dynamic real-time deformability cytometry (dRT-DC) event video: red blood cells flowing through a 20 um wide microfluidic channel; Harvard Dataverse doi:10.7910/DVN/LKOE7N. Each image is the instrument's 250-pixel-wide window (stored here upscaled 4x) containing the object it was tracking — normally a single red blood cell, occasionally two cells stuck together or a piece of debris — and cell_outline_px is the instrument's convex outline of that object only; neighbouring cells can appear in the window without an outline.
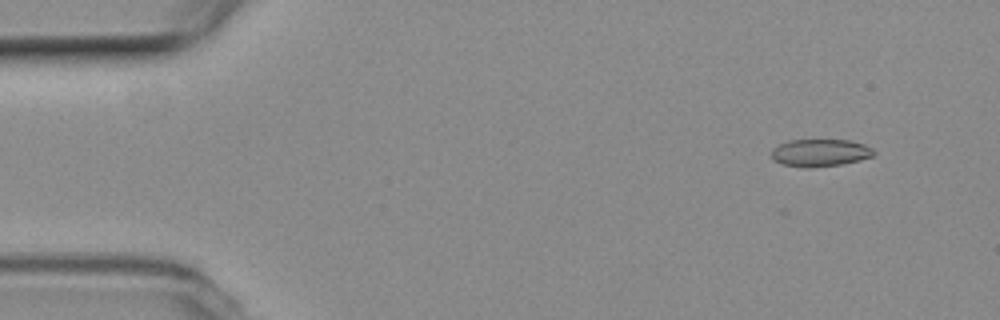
{"species": "common noctule bat (a hibernating species)", "species_latin": "Nyctalus noctula", "temperature_condition": "room temperature", "stored_images_in_passage": 54, "camera_frame_rate_fps": 3000, "um_per_image_px": 0.085, "animal": {"sex": "female", "body_mass_g": 19.3, "forearm_length_mm": 54.1}, "frame": {"image": 1, "passage_image": 5, "time_ms": 1.333, "image_size_px": [1000, 320], "cell_outline_px": [[876, 152], [872, 156], [860, 160], [840, 164], [808, 168], [804, 168], [784, 164], [772, 160], [772, 148], [788, 140], [848, 140], [864, 144], [872, 148]], "centroid_in_image_um": [69.7, 12.98], "position_along_channel_um": 15.3, "area_um2": 16.3}}
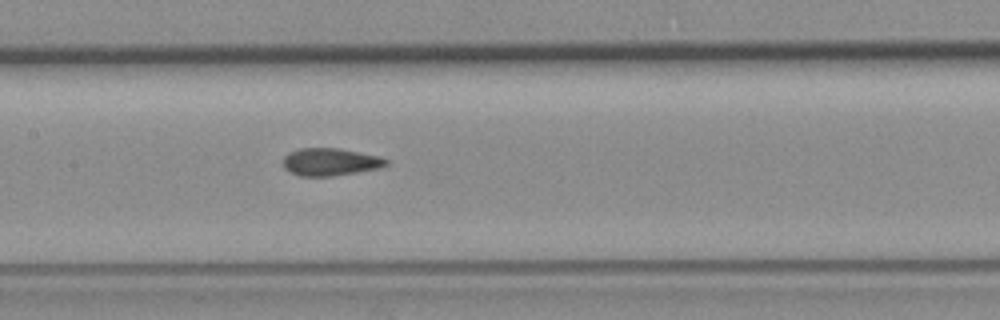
{"frame": {"image": 2, "passage_image": 26, "time_ms": 8.333, "image_size_px": [1000, 320], "cell_outline_px": [[388, 164], [380, 168], [332, 176], [300, 176], [284, 168], [284, 156], [288, 152], [300, 148], [336, 148], [376, 156], [388, 160]], "centroid_in_image_um": [28.04, 13.76], "position_along_channel_um": 179.4, "area_um2": 16.24}}
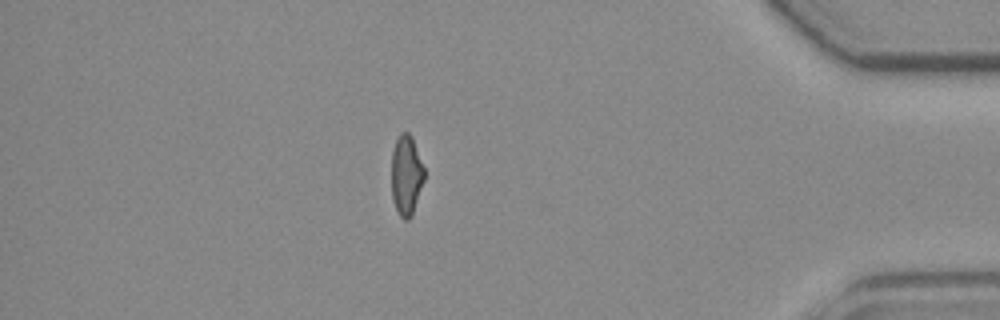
{"frame": {"image": 3, "passage_image": 47, "time_ms": 15.333, "image_size_px": [1000, 320], "cell_outline_px": [[424, 180], [412, 216], [408, 220], [404, 220], [400, 216], [396, 208], [392, 196], [392, 152], [396, 140], [400, 132], [408, 132], [412, 136], [424, 168]], "centroid_in_image_um": [34.54, 14.89], "position_along_channel_um": 400.7, "area_um2": 15.26}, "authors_computed_cell_mechanics": {"area_um2": 16.4441, "velocity_mm_per_s": 3.8028, "shape_relaxation_time_tau1_ms": null, "shape_relaxation_time_tau2_ms": 1.1602, "deformation_change_tau1": null, "deformation_change_tau2": 0.0602}}